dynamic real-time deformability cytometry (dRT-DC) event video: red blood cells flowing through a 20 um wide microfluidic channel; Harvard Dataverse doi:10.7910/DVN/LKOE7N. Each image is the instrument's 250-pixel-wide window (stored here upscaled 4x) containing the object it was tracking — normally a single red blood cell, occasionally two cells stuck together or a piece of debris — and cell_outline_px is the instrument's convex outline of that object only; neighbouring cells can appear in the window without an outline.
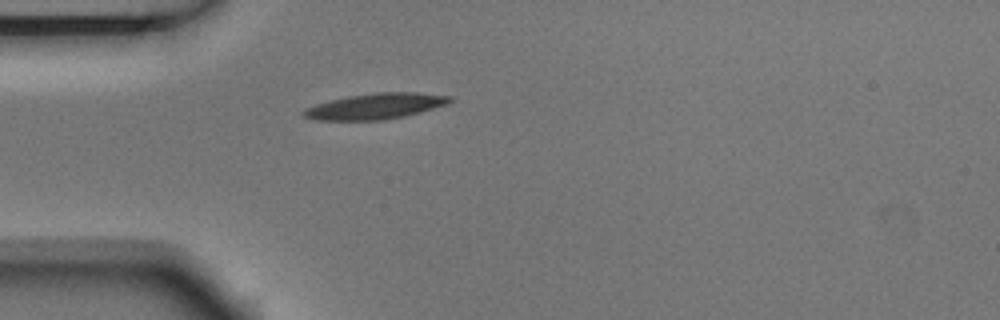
{"species": "Egyptian fruit bat (a non-hibernating species)", "species_latin": "Rousettus aegyptiacus", "temperature_condition": "room temperature", "stored_images_in_passage": 3, "camera_frame_rate_fps": 3000, "um_per_image_px": 0.085, "animal": {"sex": "male"}, "frame": {"image": 1, "passage_image": 3, "time_ms": 0.667, "image_size_px": [1000, 320], "cell_outline_px": [[452, 100], [448, 104], [420, 112], [404, 116], [384, 120], [316, 120], [304, 116], [300, 112], [304, 108], [316, 104], [348, 96], [376, 92], [420, 92], [452, 96]], "centroid_in_image_um": [31.93, 9.02], "position_along_channel_um": 53.1, "area_um2": 22.02}}